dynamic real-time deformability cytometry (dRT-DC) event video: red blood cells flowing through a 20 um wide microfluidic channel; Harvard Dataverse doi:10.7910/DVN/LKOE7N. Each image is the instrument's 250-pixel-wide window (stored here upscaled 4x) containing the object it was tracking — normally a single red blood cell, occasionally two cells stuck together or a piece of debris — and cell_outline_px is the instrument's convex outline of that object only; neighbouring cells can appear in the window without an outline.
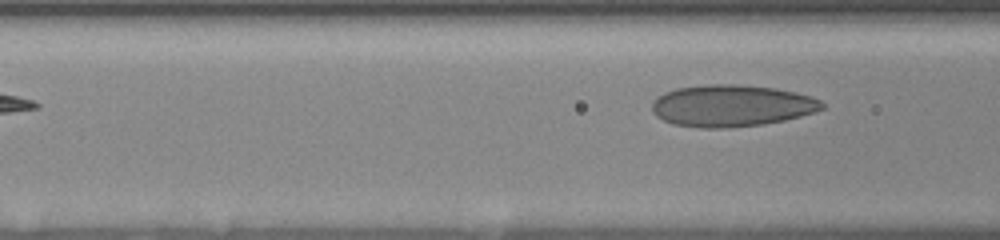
{"species": "human", "species_latin": "Homo sapiens", "temperature_condition": "room temperature", "stored_images_in_passage": 6, "segment_of_instrument_passage": [2, 2], "camera_frame_rate_fps": 3000, "um_per_image_px": 0.085, "donor": {"sex": "female"}, "frame": {"image": 1, "passage_image": 6, "time_ms": 4.0, "image_size_px": [1000, 240], "cell_outline_px": [[824, 108], [800, 116], [784, 120], [764, 124], [728, 128], [700, 128], [672, 124], [656, 116], [652, 112], [652, 100], [656, 96], [664, 92], [676, 88], [712, 84], [732, 84], [772, 88], [812, 96], [820, 100], [824, 104]], "centroid_in_image_um": [62.13, 8.99], "position_along_channel_um": 104.5, "area_um2": 41.38}}